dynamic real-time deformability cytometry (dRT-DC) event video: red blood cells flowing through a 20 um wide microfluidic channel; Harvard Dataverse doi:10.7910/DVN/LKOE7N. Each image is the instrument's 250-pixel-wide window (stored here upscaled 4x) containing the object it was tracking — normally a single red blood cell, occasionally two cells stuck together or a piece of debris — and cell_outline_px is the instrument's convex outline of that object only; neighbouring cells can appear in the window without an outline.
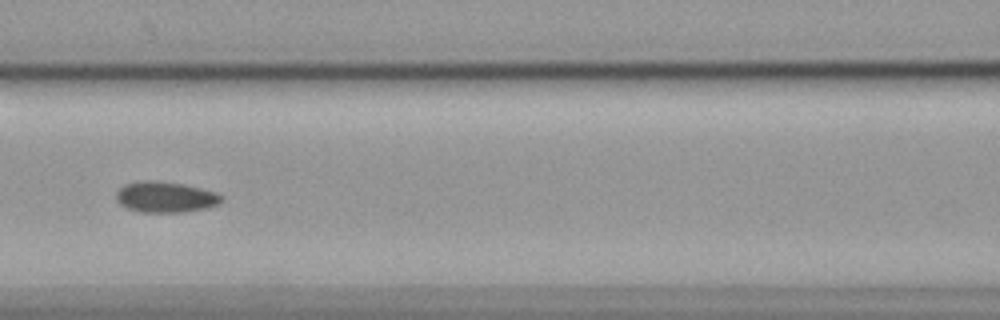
{"species": "common noctule bat (a hibernating species)", "species_latin": "Nyctalus noctula", "temperature_condition": "cold", "stored_images_in_passage": 55, "camera_frame_rate_fps": 3000, "um_per_image_px": 0.085, "animal": {"sex": "female", "body_mass_g": 19.9}, "frame": {"image": 1, "passage_image": 24, "time_ms": 7.667, "image_size_px": [1000, 320], "cell_outline_px": [[224, 200], [208, 208], [184, 212], [136, 212], [120, 204], [116, 200], [116, 192], [124, 184], [144, 180], [152, 180], [180, 184], [200, 188], [216, 192], [224, 196]], "centroid_in_image_um": [14.06, 16.76], "position_along_channel_um": 152.5, "area_um2": 18.96}}
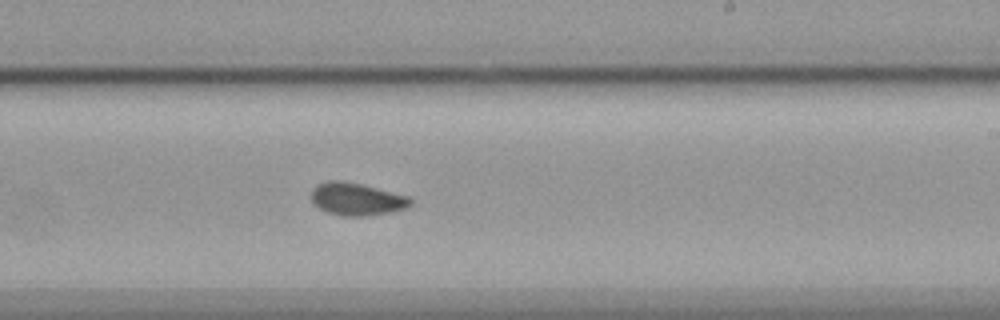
{"frame": {"image": 2, "passage_image": 33, "time_ms": 10.667, "image_size_px": [1000, 320], "cell_outline_px": [[412, 204], [408, 208], [392, 212], [364, 216], [340, 216], [328, 212], [320, 208], [312, 200], [312, 188], [316, 184], [328, 180], [340, 180], [360, 184], [408, 196], [412, 200]], "centroid_in_image_um": [30.33, 16.92], "position_along_channel_um": 258.7, "area_um2": 18.79}}
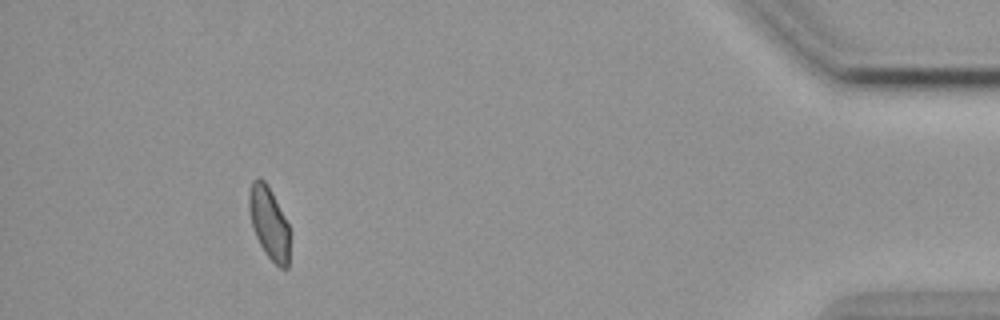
{"frame": {"image": 3, "passage_image": 51, "time_ms": 16.667, "image_size_px": [1000, 320], "cell_outline_px": [[288, 268], [280, 268], [264, 252], [256, 236], [252, 224], [248, 208], [248, 196], [252, 180], [260, 176], [268, 184], [288, 224]], "centroid_in_image_um": [22.84, 18.9], "position_along_channel_um": 412.4, "area_um2": 16.94}, "authors_computed_cell_mechanics": {"area_um2": 18.6116, "velocity_mm_per_s": 3.565, "shape_relaxation_time_tau1_ms": 8.9918, "shape_relaxation_time_tau2_ms": 2.2777, "deformation_change_tau1": 0.1118, "deformation_change_tau2": 0.0539}}